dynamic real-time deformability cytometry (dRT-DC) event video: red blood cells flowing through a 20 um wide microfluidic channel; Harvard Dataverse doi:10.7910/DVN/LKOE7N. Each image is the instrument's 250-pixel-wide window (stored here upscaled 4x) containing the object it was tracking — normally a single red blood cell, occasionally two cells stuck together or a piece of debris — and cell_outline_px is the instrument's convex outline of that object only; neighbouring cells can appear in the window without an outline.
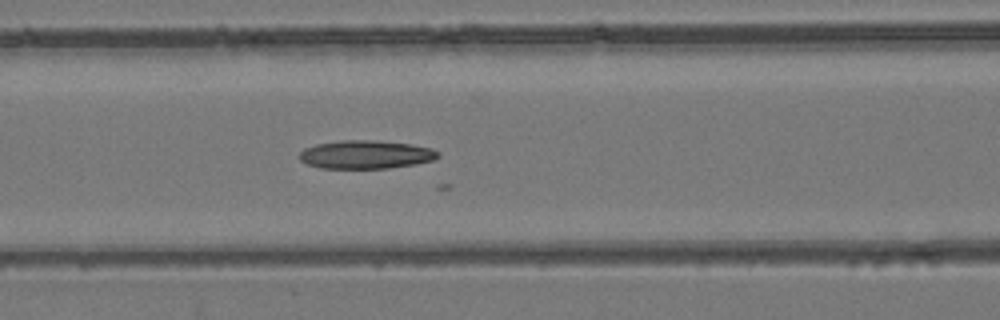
{"species": "common noctule bat (a hibernating species)", "species_latin": "Nyctalus noctula", "temperature_condition": "room temperature", "stored_images_in_passage": 35, "camera_frame_rate_fps": 3000, "um_per_image_px": 0.085, "animal": {"sex": "female", "body_mass_g": 24.6, "forearm_length_mm": 56.2}, "frame": {"image": 1, "passage_image": 24, "time_ms": 7.667, "image_size_px": [1000, 320], "cell_outline_px": [[440, 156], [432, 160], [416, 164], [388, 168], [320, 168], [308, 164], [300, 160], [300, 152], [304, 148], [316, 144], [340, 140], [376, 140], [412, 144], [432, 148], [440, 152]], "centroid_in_image_um": [31.11, 13.13], "position_along_channel_um": 135.5, "area_um2": 23.0}}
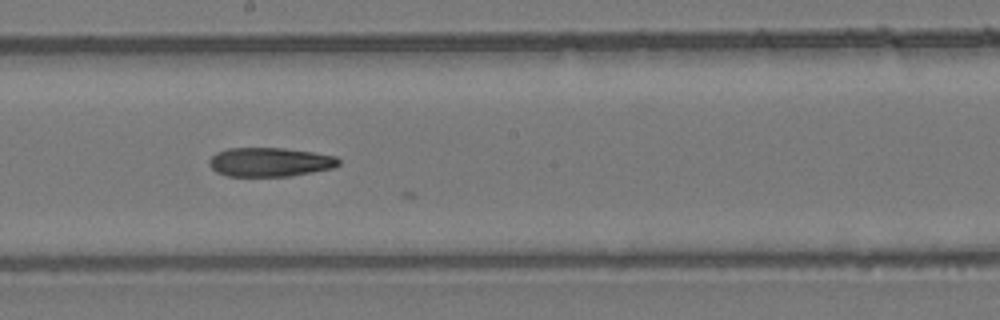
{"frame": {"image": 2, "passage_image": 31, "time_ms": 10.0, "image_size_px": [1000, 320], "cell_outline_px": [[340, 164], [332, 168], [312, 172], [288, 176], [228, 176], [216, 172], [208, 164], [208, 160], [216, 152], [228, 148], [284, 148], [312, 152], [336, 156], [340, 160]], "centroid_in_image_um": [22.92, 13.77], "position_along_channel_um": 225.3, "area_um2": 21.91}}